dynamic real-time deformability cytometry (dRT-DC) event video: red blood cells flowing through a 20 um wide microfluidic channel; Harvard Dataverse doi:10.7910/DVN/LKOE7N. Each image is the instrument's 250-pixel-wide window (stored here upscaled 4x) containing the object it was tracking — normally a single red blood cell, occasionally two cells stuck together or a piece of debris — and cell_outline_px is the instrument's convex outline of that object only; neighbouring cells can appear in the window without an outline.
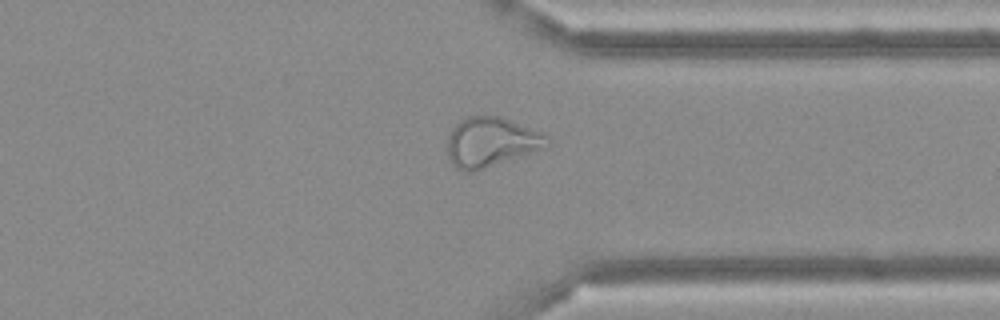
{"species": "Egyptian fruit bat (a non-hibernating species)", "species_latin": "Rousettus aegyptiacus", "temperature_condition": "cold", "stored_images_in_passage": 49, "camera_frame_rate_fps": 3000, "um_per_image_px": 0.085, "frame": {"image": 1, "passage_image": 38, "time_ms": 12.333, "image_size_px": [1000, 320], "cell_outline_px": [[552, 144], [548, 148], [472, 172], [464, 172], [456, 168], [452, 164], [448, 156], [448, 136], [452, 128], [460, 120], [468, 116], [500, 116], [544, 132], [552, 140]], "centroid_in_image_um": [41.81, 12.08], "position_along_channel_um": 369.6, "area_um2": 29.36}}
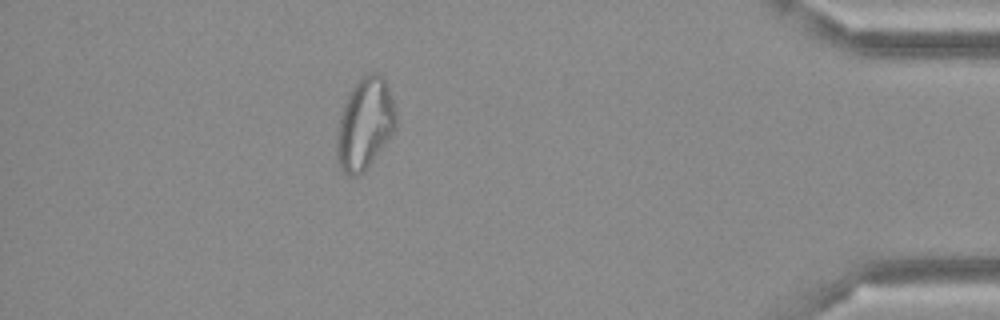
{"frame": {"image": 2, "passage_image": 44, "time_ms": 14.333, "image_size_px": [1000, 320], "cell_outline_px": [[396, 128], [364, 172], [356, 176], [348, 176], [340, 168], [336, 160], [336, 140], [340, 112], [348, 92], [364, 76], [372, 72], [376, 72], [384, 76], [396, 112]], "centroid_in_image_um": [30.98, 10.54], "position_along_channel_um": 404.2, "area_um2": 31.56}}